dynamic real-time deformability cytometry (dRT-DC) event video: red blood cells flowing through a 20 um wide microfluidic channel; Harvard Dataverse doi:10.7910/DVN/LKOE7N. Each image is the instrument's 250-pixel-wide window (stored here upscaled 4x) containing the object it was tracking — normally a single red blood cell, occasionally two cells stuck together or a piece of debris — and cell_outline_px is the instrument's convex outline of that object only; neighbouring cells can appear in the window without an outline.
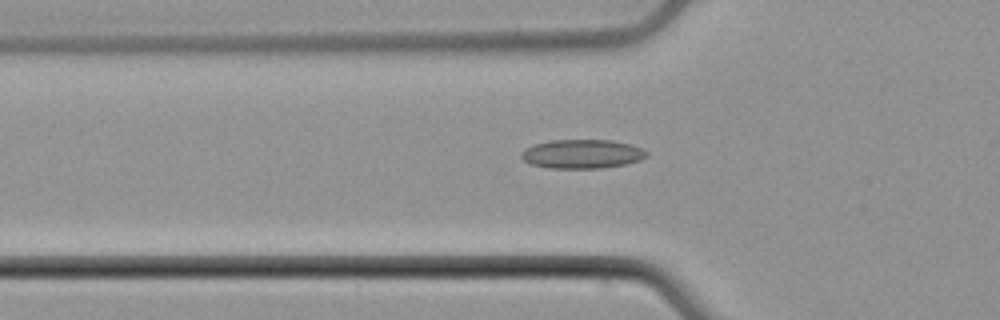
{"species": "common noctule bat (a hibernating species)", "species_latin": "Nyctalus noctula", "temperature_condition": "cold", "stored_images_in_passage": 36, "camera_frame_rate_fps": 3000, "um_per_image_px": 0.085, "animal": {"sex": "male", "body_mass_g": 21.5, "forearm_length_mm": 52.0}, "frame": {"image": 1, "passage_image": 2, "time_ms": 0.333, "image_size_px": [1000, 320], "cell_outline_px": [[648, 156], [640, 160], [624, 164], [600, 168], [548, 168], [532, 164], [524, 160], [520, 156], [520, 152], [524, 148], [532, 144], [548, 140], [612, 140], [632, 144], [648, 152]], "centroid_in_image_um": [49.45, 13.07], "position_along_channel_um": 76.4, "area_um2": 21.33}}
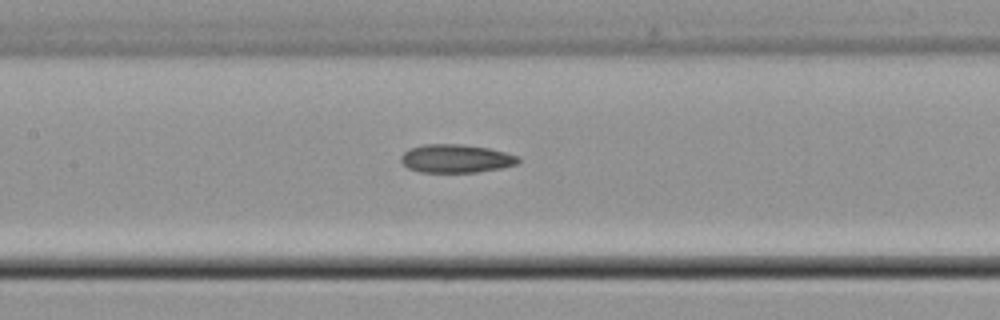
{"frame": {"image": 2, "passage_image": 9, "time_ms": 2.667, "image_size_px": [1000, 320], "cell_outline_px": [[520, 160], [516, 164], [504, 168], [476, 172], [420, 172], [408, 168], [400, 160], [400, 156], [408, 148], [424, 144], [460, 144], [488, 148], [520, 156]], "centroid_in_image_um": [38.75, 13.48], "position_along_channel_um": 168.6, "area_um2": 19.48}}
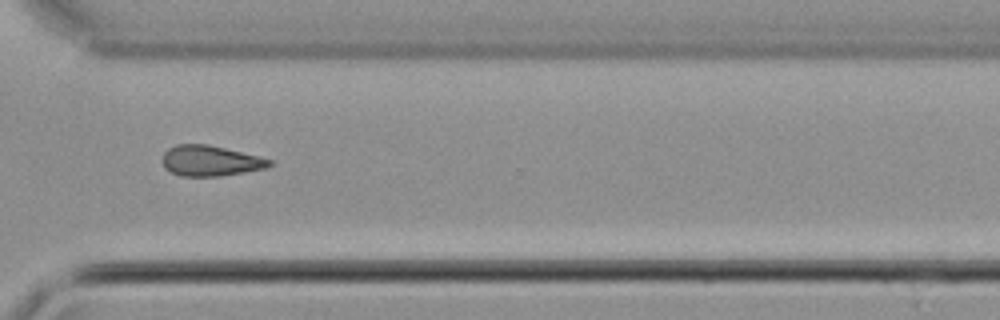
{"frame": {"image": 3, "passage_image": 23, "time_ms": 7.333, "image_size_px": [1000, 320], "cell_outline_px": [[272, 164], [264, 168], [244, 172], [220, 176], [180, 176], [164, 168], [160, 160], [164, 152], [168, 148], [176, 144], [208, 144], [260, 156], [272, 160]], "centroid_in_image_um": [17.83, 13.66], "position_along_channel_um": 352.8, "area_um2": 19.19}}